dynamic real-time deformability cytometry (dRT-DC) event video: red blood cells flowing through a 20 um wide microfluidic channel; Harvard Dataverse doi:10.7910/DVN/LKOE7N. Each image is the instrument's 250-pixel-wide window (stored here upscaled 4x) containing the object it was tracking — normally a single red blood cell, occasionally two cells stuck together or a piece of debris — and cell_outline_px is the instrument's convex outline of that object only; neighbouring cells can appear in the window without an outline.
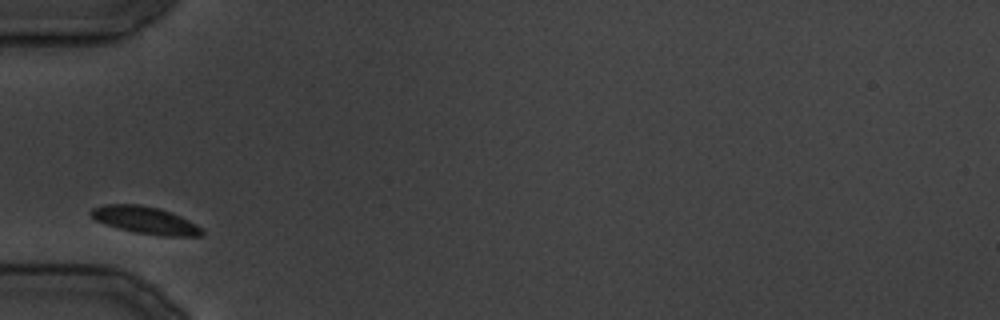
{"species": "common noctule bat (a hibernating species)", "species_latin": "Nyctalus noctula", "temperature_condition": "cold", "stored_images_in_passage": 20, "camera_frame_rate_fps": 3000, "um_per_image_px": 0.085, "animal": {"sex": "male", "body_mass_g": 19.5, "forearm_length_mm": 54.6}, "frame": {"image": 1, "passage_image": 1, "time_ms": 0.0, "image_size_px": [1000, 320], "cell_outline_px": [[204, 236], [164, 236], [136, 232], [104, 224], [96, 220], [88, 212], [92, 208], [104, 204], [140, 204], [156, 208], [180, 216], [204, 228]], "centroid_in_image_um": [12.36, 18.72], "position_along_channel_um": 72.6, "area_um2": 17.51}}
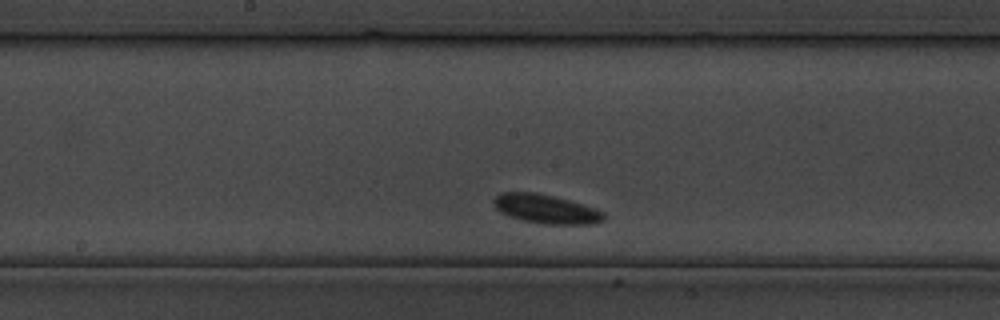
{"frame": {"image": 2, "passage_image": 9, "time_ms": 9.333, "image_size_px": [1000, 320], "cell_outline_px": [[604, 220], [596, 224], [544, 224], [524, 220], [508, 216], [500, 212], [492, 204], [492, 200], [500, 192], [536, 192], [568, 200], [604, 212]], "centroid_in_image_um": [46.36, 17.76], "position_along_channel_um": 201.8, "area_um2": 18.5}}
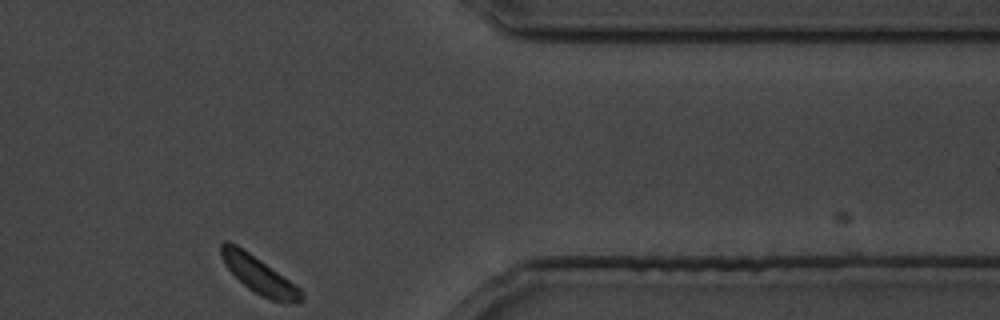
{"frame": {"image": 3, "passage_image": 20, "time_ms": 23.667, "image_size_px": [1000, 320], "cell_outline_px": [[304, 296], [300, 300], [272, 300], [260, 296], [248, 288], [224, 264], [220, 252], [220, 244], [224, 240], [228, 240], [236, 244], [296, 284], [304, 292]], "centroid_in_image_um": [21.97, 23.32], "position_along_channel_um": 389.4, "area_um2": 16.76}}